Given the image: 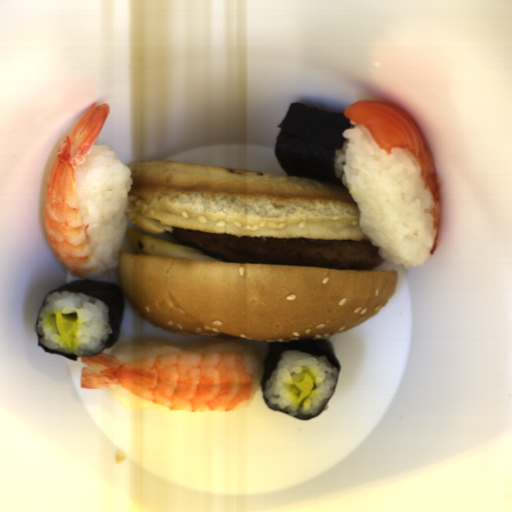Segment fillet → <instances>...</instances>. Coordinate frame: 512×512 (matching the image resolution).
Listing matches in <instances>:
<instances>
[{
	"instance_id": "fillet-1",
	"label": "fillet",
	"mask_w": 512,
	"mask_h": 512,
	"mask_svg": "<svg viewBox=\"0 0 512 512\" xmlns=\"http://www.w3.org/2000/svg\"><path fill=\"white\" fill-rule=\"evenodd\" d=\"M343 114L361 124L371 134L377 147L386 151L387 155L395 148L410 151L434 200L431 210L436 231L430 254L435 255L440 240L442 198L435 164L423 133L406 111L386 101H355Z\"/></svg>"
}]
</instances>
